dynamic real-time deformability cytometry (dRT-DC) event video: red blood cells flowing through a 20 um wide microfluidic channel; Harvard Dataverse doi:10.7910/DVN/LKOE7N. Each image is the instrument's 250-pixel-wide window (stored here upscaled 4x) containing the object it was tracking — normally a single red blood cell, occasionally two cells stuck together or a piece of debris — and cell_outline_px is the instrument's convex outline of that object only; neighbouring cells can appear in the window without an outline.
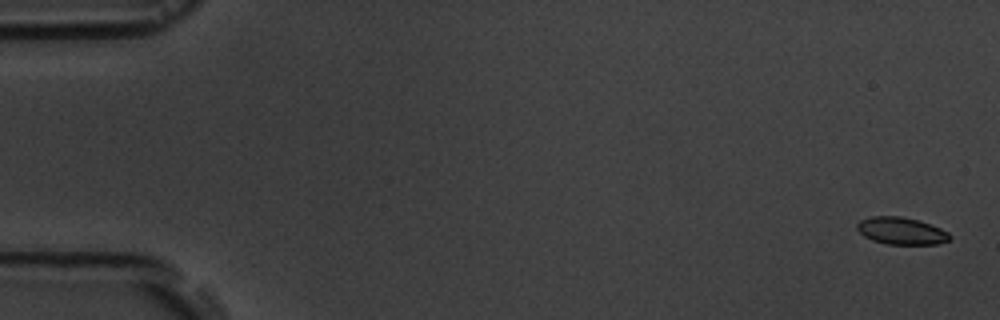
{"species": "common noctule bat (a hibernating species)", "species_latin": "Nyctalus noctula", "temperature_condition": "room temperature", "stored_images_in_passage": 8, "camera_frame_rate_fps": 3000, "um_per_image_px": 0.085, "animal": {"sex": "male", "body_mass_g": 19.5, "forearm_length_mm": 54.6}, "frame": {"image": 1, "passage_image": 1, "time_ms": 0.0, "image_size_px": [1000, 320], "cell_outline_px": [[952, 236], [948, 240], [936, 244], [888, 244], [872, 240], [864, 236], [856, 228], [856, 224], [860, 220], [872, 216], [900, 216], [916, 220], [940, 228], [948, 232]], "centroid_in_image_um": [76.58, 19.62], "position_along_channel_um": 8.4, "area_um2": 14.51}}
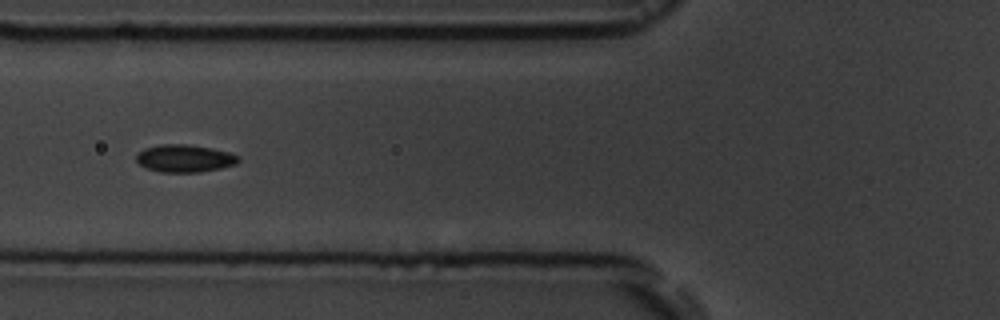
{"frame": {"image": 2, "passage_image": 7, "time_ms": 6.667, "image_size_px": [1000, 320], "cell_outline_px": [[240, 160], [236, 164], [220, 168], [200, 172], [160, 172], [148, 168], [140, 164], [136, 160], [136, 156], [144, 148], [160, 144], [188, 144], [212, 148], [228, 152], [240, 156]], "centroid_in_image_um": [15.71, 13.45], "position_along_channel_um": 110.1, "area_um2": 16.36}}
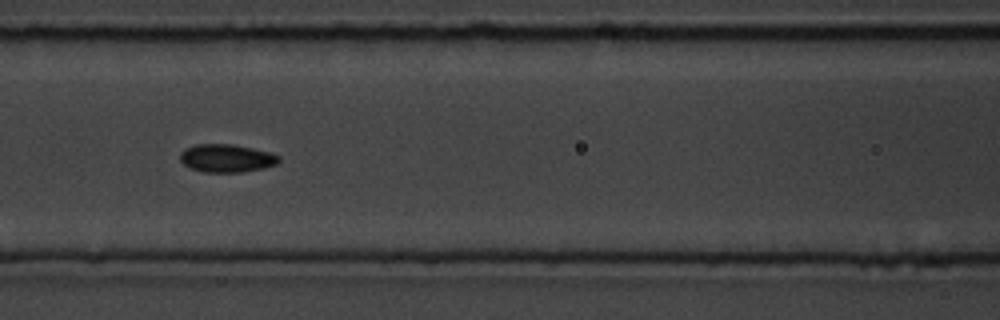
{"frame": {"image": 3, "passage_image": 8, "time_ms": 7.667, "image_size_px": [1000, 320], "cell_outline_px": [[280, 160], [276, 164], [264, 168], [244, 172], [204, 172], [192, 168], [184, 164], [180, 160], [180, 152], [184, 148], [196, 144], [232, 144], [252, 148], [268, 152], [280, 156]], "centroid_in_image_um": [19.25, 13.44], "position_along_channel_um": 147.4, "area_um2": 16.13}}